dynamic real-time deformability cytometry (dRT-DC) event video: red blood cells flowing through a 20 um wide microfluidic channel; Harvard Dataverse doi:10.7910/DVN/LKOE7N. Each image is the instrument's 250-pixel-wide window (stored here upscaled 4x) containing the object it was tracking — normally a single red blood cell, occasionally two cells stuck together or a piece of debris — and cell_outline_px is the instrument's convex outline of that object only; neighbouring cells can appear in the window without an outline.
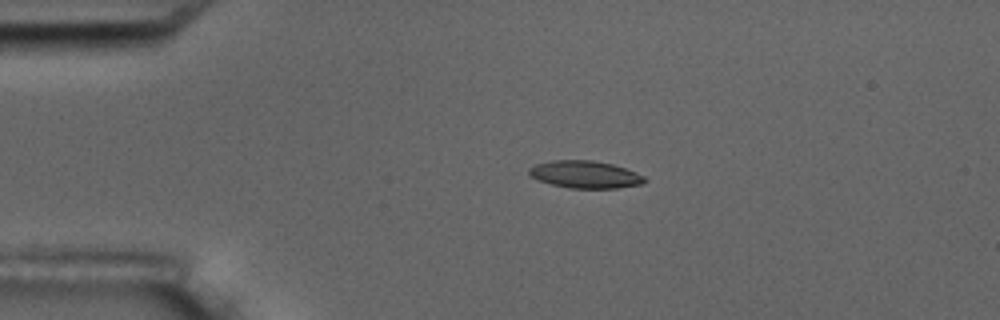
{"species": "common noctule bat (a hibernating species)", "species_latin": "Nyctalus noctula", "temperature_condition": "room temperature", "stored_images_in_passage": 5, "camera_frame_rate_fps": 3000, "um_per_image_px": 0.085, "animal": {"sex": "male", "body_mass_g": 17.5, "forearm_length_mm": 52.3}, "frame": {"image": 1, "passage_image": 4, "time_ms": 3.667, "image_size_px": [1000, 320], "cell_outline_px": [[648, 180], [644, 184], [616, 188], [568, 188], [552, 184], [540, 180], [532, 176], [528, 172], [528, 168], [536, 164], [552, 160], [592, 160], [612, 164], [636, 172], [644, 176]], "centroid_in_image_um": [49.77, 14.83], "position_along_channel_um": 35.2, "area_um2": 18.38}}